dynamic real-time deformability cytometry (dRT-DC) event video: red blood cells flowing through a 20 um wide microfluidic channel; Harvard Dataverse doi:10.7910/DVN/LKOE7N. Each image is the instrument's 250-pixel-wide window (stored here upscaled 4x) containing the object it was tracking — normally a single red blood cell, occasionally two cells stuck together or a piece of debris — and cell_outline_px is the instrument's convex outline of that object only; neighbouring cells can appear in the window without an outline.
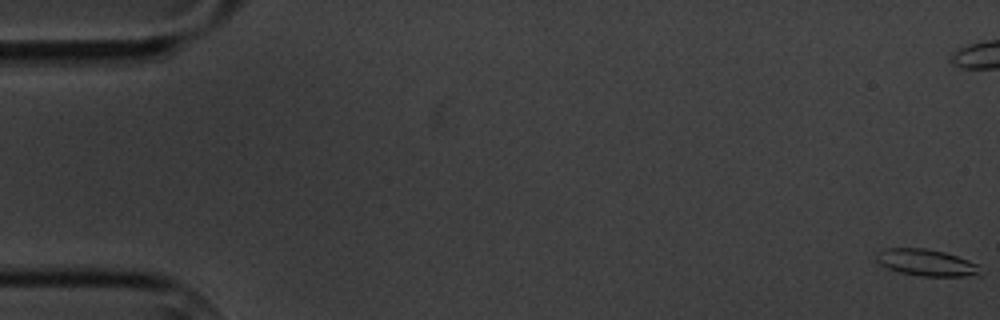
{"species": "common noctule bat (a hibernating species)", "species_latin": "Nyctalus noctula", "temperature_condition": "cold", "stored_images_in_passage": 9, "camera_frame_rate_fps": 3000, "um_per_image_px": 0.085, "animal": {"sex": "male", "body_mass_g": 20.1, "forearm_length_mm": 53.5}, "frame": {"image": 1, "passage_image": 1, "time_ms": 0.0, "image_size_px": [1000, 320], "cell_outline_px": [[980, 276], [920, 276], [900, 272], [888, 268], [880, 264], [876, 260], [876, 252], [880, 248], [924, 248], [944, 252], [968, 260], [976, 264]], "centroid_in_image_um": [78.67, 22.31], "position_along_channel_um": 6.3, "area_um2": 16.07}}
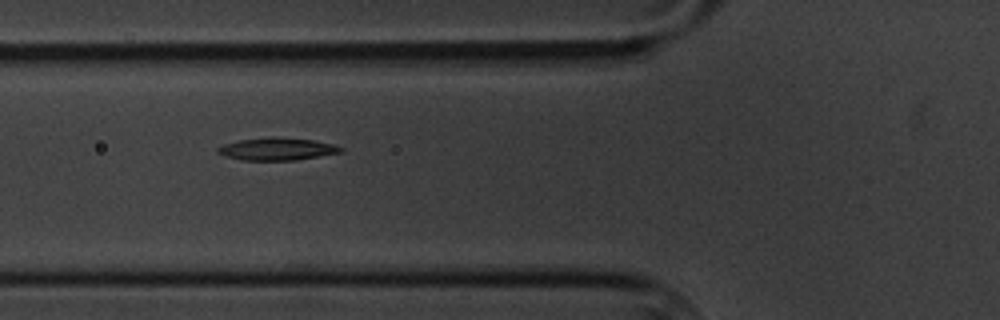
{"frame": {"image": 2, "passage_image": 8, "time_ms": 8.333, "image_size_px": [1000, 320], "cell_outline_px": [[344, 152], [296, 160], [240, 160], [224, 156], [216, 152], [216, 148], [224, 144], [240, 140], [272, 136], [312, 140], [332, 144], [344, 148]], "centroid_in_image_um": [23.54, 12.67], "position_along_channel_um": 102.3, "area_um2": 16.18}}
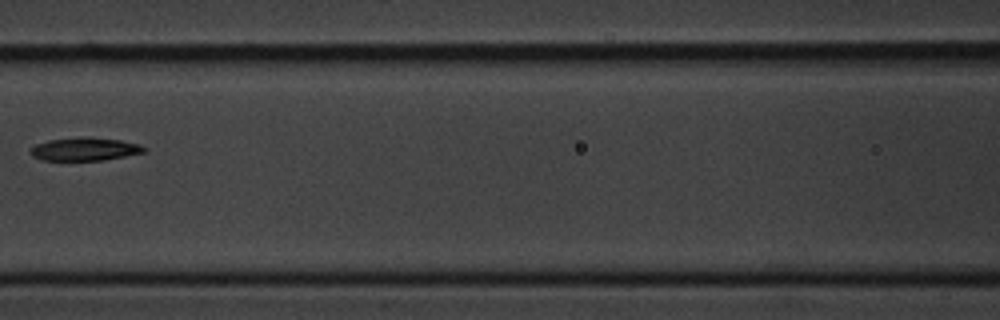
{"frame": {"image": 3, "passage_image": 9, "time_ms": 10.0, "image_size_px": [1000, 320], "cell_outline_px": [[148, 148], [144, 152], [104, 160], [40, 160], [32, 156], [28, 152], [28, 148], [36, 144], [48, 140], [80, 136], [92, 136], [120, 140], [140, 144]], "centroid_in_image_um": [7.16, 12.66], "position_along_channel_um": 159.4, "area_um2": 15.66}}